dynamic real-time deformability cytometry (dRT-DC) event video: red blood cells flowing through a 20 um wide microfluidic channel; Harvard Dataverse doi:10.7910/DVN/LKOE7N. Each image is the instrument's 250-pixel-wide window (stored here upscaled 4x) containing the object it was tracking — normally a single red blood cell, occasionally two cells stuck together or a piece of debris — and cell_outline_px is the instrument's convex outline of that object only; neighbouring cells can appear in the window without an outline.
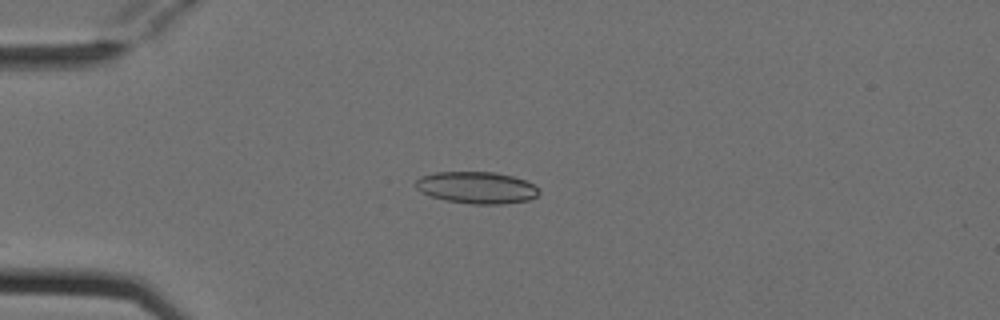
{"species": "Egyptian fruit bat (a non-hibernating species)", "species_latin": "Rousettus aegyptiacus", "temperature_condition": "cold", "stored_images_in_passage": 3, "camera_frame_rate_fps": 3000, "um_per_image_px": 0.085, "animal": {"sex": "female"}, "frame": {"image": 1, "passage_image": 3, "time_ms": 0.667, "image_size_px": [1000, 320], "cell_outline_px": [[540, 192], [536, 196], [528, 200], [500, 204], [472, 204], [448, 200], [432, 196], [420, 192], [416, 188], [416, 180], [420, 176], [436, 172], [496, 172], [512, 176], [524, 180], [532, 184]], "centroid_in_image_um": [40.49, 15.94], "position_along_channel_um": 44.5, "area_um2": 22.66}}